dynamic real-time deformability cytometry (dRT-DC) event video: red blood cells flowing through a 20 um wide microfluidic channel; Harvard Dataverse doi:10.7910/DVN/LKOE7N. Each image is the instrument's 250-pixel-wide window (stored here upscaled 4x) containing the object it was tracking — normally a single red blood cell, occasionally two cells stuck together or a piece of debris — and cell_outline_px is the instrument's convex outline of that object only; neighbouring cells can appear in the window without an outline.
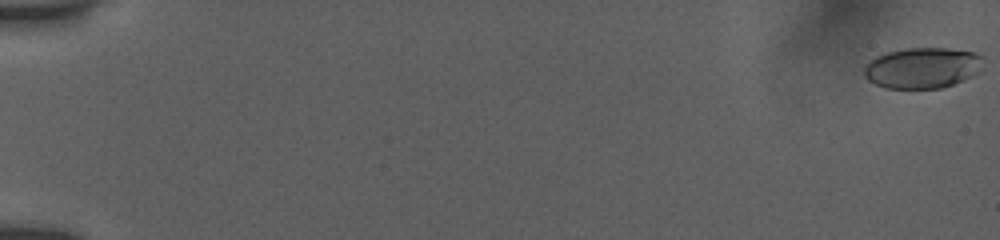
{"species": "human", "species_latin": "Homo sapiens", "temperature_condition": "room temperature", "stored_images_in_passage": 33, "camera_frame_rate_fps": 3000, "um_per_image_px": 0.085, "donor": {"sex": "female"}, "frame": {"image": 1, "passage_image": 1, "time_ms": 0.0, "image_size_px": [1000, 240], "cell_outline_px": [[984, 56], [980, 72], [964, 80], [940, 88], [884, 88], [868, 80], [864, 76], [864, 68], [876, 56], [888, 52], [908, 48], [948, 48], [972, 52]], "centroid_in_image_um": [78.43, 5.77], "position_along_channel_um": 6.6, "area_um2": 28.26}}
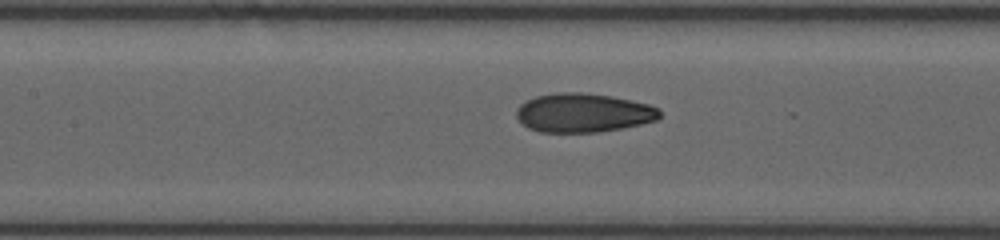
{"frame": {"image": 2, "passage_image": 24, "time_ms": 9.0, "image_size_px": [1000, 240], "cell_outline_px": [[660, 116], [656, 120], [640, 124], [620, 128], [596, 132], [540, 132], [528, 128], [516, 116], [516, 108], [520, 104], [536, 96], [556, 92], [580, 92], [612, 96], [632, 100], [648, 104], [660, 108]], "centroid_in_image_um": [49.57, 9.58], "position_along_channel_um": 157.8, "area_um2": 32.48}}
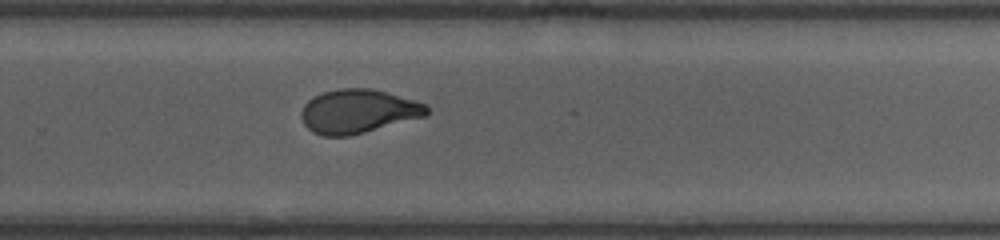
{"frame": {"image": 3, "passage_image": 33, "time_ms": 12.667, "image_size_px": [1000, 240], "cell_outline_px": [[428, 112], [424, 116], [364, 132], [348, 136], [324, 136], [312, 132], [304, 124], [300, 116], [300, 112], [304, 104], [308, 100], [324, 92], [340, 88], [372, 88], [388, 92], [428, 104]], "centroid_in_image_um": [30.42, 9.45], "position_along_channel_um": 299.4, "area_um2": 31.96}}